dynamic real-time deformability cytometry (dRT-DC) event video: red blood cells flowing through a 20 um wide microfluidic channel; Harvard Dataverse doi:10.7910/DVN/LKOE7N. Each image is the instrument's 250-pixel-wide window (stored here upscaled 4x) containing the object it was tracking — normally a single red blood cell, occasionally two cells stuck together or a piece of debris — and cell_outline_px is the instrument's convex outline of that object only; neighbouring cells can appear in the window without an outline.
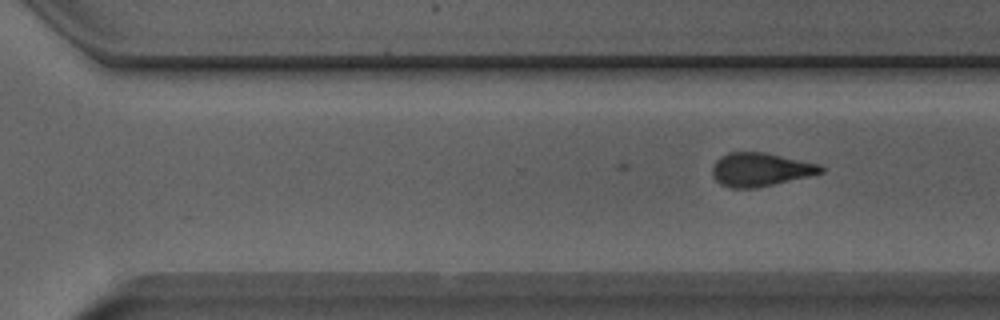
{"species": "Egyptian fruit bat (a non-hibernating species)", "species_latin": "Rousettus aegyptiacus", "temperature_condition": "room temperature", "stored_images_in_passage": 39, "camera_frame_rate_fps": 3000, "um_per_image_px": 0.085, "animal": {"sex": "male"}, "frame": {"image": 1, "passage_image": 21, "time_ms": 6.667, "image_size_px": [1000, 320], "cell_outline_px": [[824, 172], [808, 176], [756, 188], [732, 188], [720, 184], [712, 176], [712, 168], [716, 160], [720, 156], [728, 152], [764, 152], [820, 164], [824, 168]], "centroid_in_image_um": [64.61, 14.4], "position_along_channel_um": 306.0, "area_um2": 21.15}}
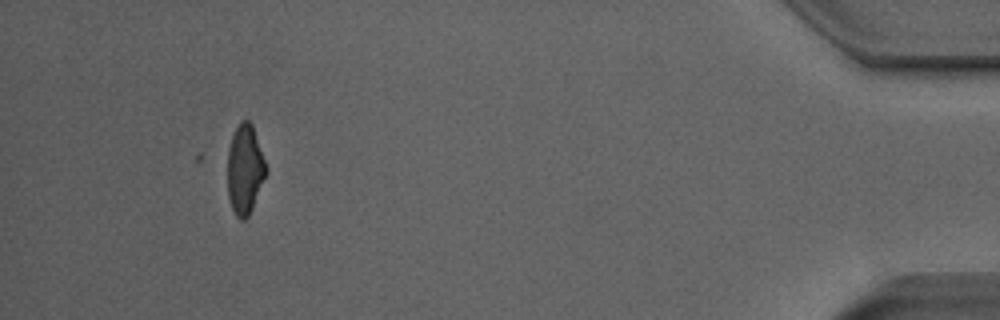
{"frame": {"image": 2, "passage_image": 35, "time_ms": 11.333, "image_size_px": [1000, 320], "cell_outline_px": [[268, 168], [252, 208], [248, 216], [244, 220], [240, 220], [236, 216], [232, 208], [228, 196], [228, 148], [232, 136], [240, 120], [248, 120], [252, 124]], "centroid_in_image_um": [20.81, 14.38], "position_along_channel_um": 414.4, "area_um2": 19.94}}